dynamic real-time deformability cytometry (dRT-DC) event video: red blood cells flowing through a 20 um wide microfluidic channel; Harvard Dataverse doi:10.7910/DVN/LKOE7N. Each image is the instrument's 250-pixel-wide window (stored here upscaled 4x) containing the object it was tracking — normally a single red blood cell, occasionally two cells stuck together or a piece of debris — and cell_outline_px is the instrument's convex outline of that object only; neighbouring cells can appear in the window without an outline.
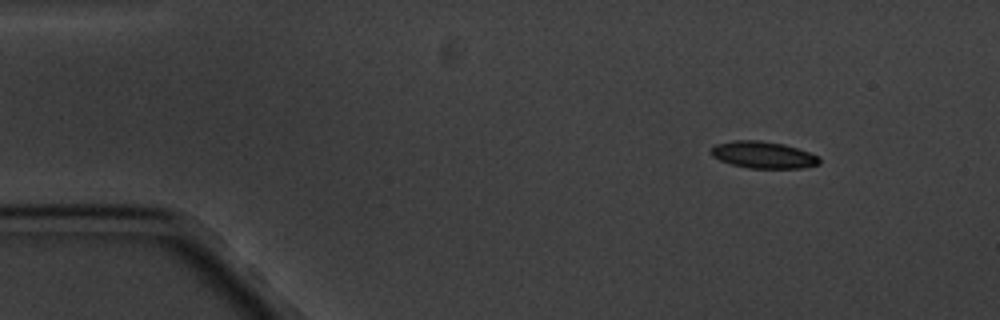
{"species": "common noctule bat (a hibernating species)", "species_latin": "Nyctalus noctula", "temperature_condition": "cold", "stored_images_in_passage": 5, "segment_of_instrument_passage": [1, 2], "camera_frame_rate_fps": 3000, "um_per_image_px": 0.085, "animal": {"sex": "male", "body_mass_g": 20.1, "forearm_length_mm": 53.5}, "frame": {"image": 1, "passage_image": 1, "time_ms": 0.0, "image_size_px": [1000, 320], "cell_outline_px": [[820, 164], [804, 168], [748, 168], [732, 164], [720, 160], [712, 156], [708, 152], [716, 144], [732, 140], [756, 140], [784, 144], [820, 156]], "centroid_in_image_um": [64.87, 13.16], "position_along_channel_um": 20.1, "area_um2": 16.99}}
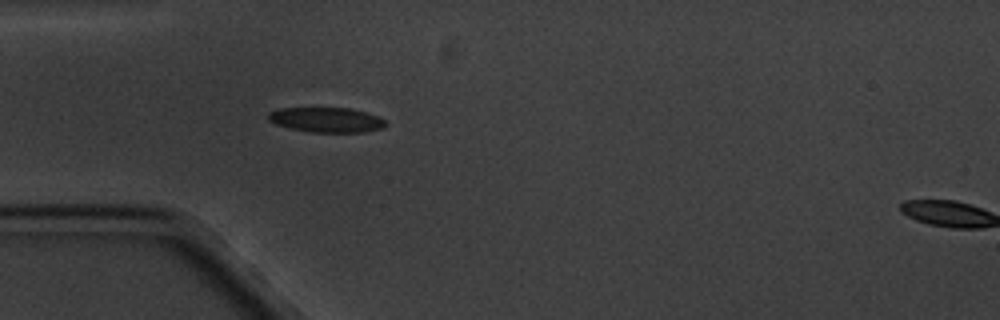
{"frame": {"image": 2, "passage_image": 4, "time_ms": 3.333, "image_size_px": [1000, 320], "cell_outline_px": [[388, 124], [384, 128], [364, 132], [312, 132], [288, 128], [276, 124], [268, 120], [268, 112], [276, 108], [348, 108], [368, 112], [384, 120]], "centroid_in_image_um": [27.74, 10.18], "position_along_channel_um": 57.3, "area_um2": 17.17}}